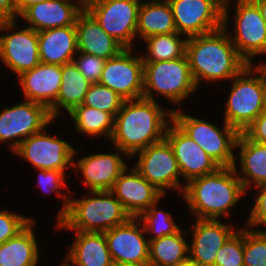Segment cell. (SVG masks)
<instances>
[{
  "label": "cell",
  "instance_id": "cell-1",
  "mask_svg": "<svg viewBox=\"0 0 266 266\" xmlns=\"http://www.w3.org/2000/svg\"><path fill=\"white\" fill-rule=\"evenodd\" d=\"M172 117L173 110L163 109L157 101L143 97L126 100L115 116L111 143L131 159L136 152L165 138Z\"/></svg>",
  "mask_w": 266,
  "mask_h": 266
},
{
  "label": "cell",
  "instance_id": "cell-2",
  "mask_svg": "<svg viewBox=\"0 0 266 266\" xmlns=\"http://www.w3.org/2000/svg\"><path fill=\"white\" fill-rule=\"evenodd\" d=\"M186 55L191 74L199 88L200 82L231 80L247 63L239 56L227 30H218L189 37Z\"/></svg>",
  "mask_w": 266,
  "mask_h": 266
},
{
  "label": "cell",
  "instance_id": "cell-3",
  "mask_svg": "<svg viewBox=\"0 0 266 266\" xmlns=\"http://www.w3.org/2000/svg\"><path fill=\"white\" fill-rule=\"evenodd\" d=\"M246 193L234 167H220L191 179L181 197L196 218L219 220L222 215L228 217Z\"/></svg>",
  "mask_w": 266,
  "mask_h": 266
},
{
  "label": "cell",
  "instance_id": "cell-4",
  "mask_svg": "<svg viewBox=\"0 0 266 266\" xmlns=\"http://www.w3.org/2000/svg\"><path fill=\"white\" fill-rule=\"evenodd\" d=\"M89 192L88 197H70L67 213L57 222L58 229L104 233L131 218L110 190Z\"/></svg>",
  "mask_w": 266,
  "mask_h": 266
},
{
  "label": "cell",
  "instance_id": "cell-5",
  "mask_svg": "<svg viewBox=\"0 0 266 266\" xmlns=\"http://www.w3.org/2000/svg\"><path fill=\"white\" fill-rule=\"evenodd\" d=\"M230 81L232 86L225 102L223 121L243 133L264 111L263 64H247Z\"/></svg>",
  "mask_w": 266,
  "mask_h": 266
},
{
  "label": "cell",
  "instance_id": "cell-6",
  "mask_svg": "<svg viewBox=\"0 0 266 266\" xmlns=\"http://www.w3.org/2000/svg\"><path fill=\"white\" fill-rule=\"evenodd\" d=\"M144 63L143 98L156 101L153 91L164 96L171 103L181 107L180 102L195 93V84L187 55L184 57L159 62Z\"/></svg>",
  "mask_w": 266,
  "mask_h": 266
},
{
  "label": "cell",
  "instance_id": "cell-7",
  "mask_svg": "<svg viewBox=\"0 0 266 266\" xmlns=\"http://www.w3.org/2000/svg\"><path fill=\"white\" fill-rule=\"evenodd\" d=\"M173 109L172 120L202 148L220 167H233L234 153L239 132L223 122V128L206 120Z\"/></svg>",
  "mask_w": 266,
  "mask_h": 266
},
{
  "label": "cell",
  "instance_id": "cell-8",
  "mask_svg": "<svg viewBox=\"0 0 266 266\" xmlns=\"http://www.w3.org/2000/svg\"><path fill=\"white\" fill-rule=\"evenodd\" d=\"M235 4L237 5L232 16L235 22L232 32L234 34L228 31V22L232 21L229 15V1L223 5V27L227 30L239 56L247 64L252 65V58L266 54V24L258 6L252 0H236Z\"/></svg>",
  "mask_w": 266,
  "mask_h": 266
},
{
  "label": "cell",
  "instance_id": "cell-9",
  "mask_svg": "<svg viewBox=\"0 0 266 266\" xmlns=\"http://www.w3.org/2000/svg\"><path fill=\"white\" fill-rule=\"evenodd\" d=\"M135 155L138 156V160L134 168L150 184L164 195L167 189L177 190L183 194L186 184L180 181L181 173L177 160L166 138L136 152L133 156Z\"/></svg>",
  "mask_w": 266,
  "mask_h": 266
},
{
  "label": "cell",
  "instance_id": "cell-10",
  "mask_svg": "<svg viewBox=\"0 0 266 266\" xmlns=\"http://www.w3.org/2000/svg\"><path fill=\"white\" fill-rule=\"evenodd\" d=\"M142 0H96L85 7L101 28L124 48L137 36L138 9Z\"/></svg>",
  "mask_w": 266,
  "mask_h": 266
},
{
  "label": "cell",
  "instance_id": "cell-11",
  "mask_svg": "<svg viewBox=\"0 0 266 266\" xmlns=\"http://www.w3.org/2000/svg\"><path fill=\"white\" fill-rule=\"evenodd\" d=\"M52 121L44 105L30 100L5 107L0 112V142L5 144L11 140L10 148L14 152L23 140L41 132Z\"/></svg>",
  "mask_w": 266,
  "mask_h": 266
},
{
  "label": "cell",
  "instance_id": "cell-12",
  "mask_svg": "<svg viewBox=\"0 0 266 266\" xmlns=\"http://www.w3.org/2000/svg\"><path fill=\"white\" fill-rule=\"evenodd\" d=\"M46 129L23 140L14 153L33 168L65 172L73 167L77 150L65 140L48 134Z\"/></svg>",
  "mask_w": 266,
  "mask_h": 266
},
{
  "label": "cell",
  "instance_id": "cell-13",
  "mask_svg": "<svg viewBox=\"0 0 266 266\" xmlns=\"http://www.w3.org/2000/svg\"><path fill=\"white\" fill-rule=\"evenodd\" d=\"M177 33L187 38L223 27L221 0H168Z\"/></svg>",
  "mask_w": 266,
  "mask_h": 266
},
{
  "label": "cell",
  "instance_id": "cell-14",
  "mask_svg": "<svg viewBox=\"0 0 266 266\" xmlns=\"http://www.w3.org/2000/svg\"><path fill=\"white\" fill-rule=\"evenodd\" d=\"M15 26L16 20L0 21V32L6 33L0 35V59L6 68L19 76L38 65L40 57L38 32L30 27L12 32Z\"/></svg>",
  "mask_w": 266,
  "mask_h": 266
},
{
  "label": "cell",
  "instance_id": "cell-15",
  "mask_svg": "<svg viewBox=\"0 0 266 266\" xmlns=\"http://www.w3.org/2000/svg\"><path fill=\"white\" fill-rule=\"evenodd\" d=\"M132 52V48H125L106 60L99 81L125 101L142 98L144 92V63L141 55L133 56Z\"/></svg>",
  "mask_w": 266,
  "mask_h": 266
},
{
  "label": "cell",
  "instance_id": "cell-16",
  "mask_svg": "<svg viewBox=\"0 0 266 266\" xmlns=\"http://www.w3.org/2000/svg\"><path fill=\"white\" fill-rule=\"evenodd\" d=\"M140 222V224L138 223ZM141 221L131 217L127 222L104 232L114 264L148 266L149 240Z\"/></svg>",
  "mask_w": 266,
  "mask_h": 266
},
{
  "label": "cell",
  "instance_id": "cell-17",
  "mask_svg": "<svg viewBox=\"0 0 266 266\" xmlns=\"http://www.w3.org/2000/svg\"><path fill=\"white\" fill-rule=\"evenodd\" d=\"M165 138L173 148L181 177L186 184L191 179L214 173L220 168L173 120L167 127Z\"/></svg>",
  "mask_w": 266,
  "mask_h": 266
},
{
  "label": "cell",
  "instance_id": "cell-18",
  "mask_svg": "<svg viewBox=\"0 0 266 266\" xmlns=\"http://www.w3.org/2000/svg\"><path fill=\"white\" fill-rule=\"evenodd\" d=\"M115 150L118 151L94 153L73 161V167L82 173V182L89 188L88 191L111 190L120 174L129 166L123 160V156H129L119 148L115 147Z\"/></svg>",
  "mask_w": 266,
  "mask_h": 266
},
{
  "label": "cell",
  "instance_id": "cell-19",
  "mask_svg": "<svg viewBox=\"0 0 266 266\" xmlns=\"http://www.w3.org/2000/svg\"><path fill=\"white\" fill-rule=\"evenodd\" d=\"M127 167L110 190L131 217H138L165 196L133 167Z\"/></svg>",
  "mask_w": 266,
  "mask_h": 266
},
{
  "label": "cell",
  "instance_id": "cell-20",
  "mask_svg": "<svg viewBox=\"0 0 266 266\" xmlns=\"http://www.w3.org/2000/svg\"><path fill=\"white\" fill-rule=\"evenodd\" d=\"M192 242L189 256L199 266H214L216 254L222 245L237 231L234 224H224L214 219L196 218L192 225Z\"/></svg>",
  "mask_w": 266,
  "mask_h": 266
},
{
  "label": "cell",
  "instance_id": "cell-21",
  "mask_svg": "<svg viewBox=\"0 0 266 266\" xmlns=\"http://www.w3.org/2000/svg\"><path fill=\"white\" fill-rule=\"evenodd\" d=\"M17 78L26 100L42 104L49 109L55 103L60 90L61 65L40 62Z\"/></svg>",
  "mask_w": 266,
  "mask_h": 266
},
{
  "label": "cell",
  "instance_id": "cell-22",
  "mask_svg": "<svg viewBox=\"0 0 266 266\" xmlns=\"http://www.w3.org/2000/svg\"><path fill=\"white\" fill-rule=\"evenodd\" d=\"M84 8L75 0H46L28 7L20 16L37 32L75 25Z\"/></svg>",
  "mask_w": 266,
  "mask_h": 266
},
{
  "label": "cell",
  "instance_id": "cell-23",
  "mask_svg": "<svg viewBox=\"0 0 266 266\" xmlns=\"http://www.w3.org/2000/svg\"><path fill=\"white\" fill-rule=\"evenodd\" d=\"M78 52L108 60L125 49L105 32L95 18L84 8L75 21Z\"/></svg>",
  "mask_w": 266,
  "mask_h": 266
},
{
  "label": "cell",
  "instance_id": "cell-24",
  "mask_svg": "<svg viewBox=\"0 0 266 266\" xmlns=\"http://www.w3.org/2000/svg\"><path fill=\"white\" fill-rule=\"evenodd\" d=\"M38 49L41 63L64 65L73 62L78 52L75 25L38 32Z\"/></svg>",
  "mask_w": 266,
  "mask_h": 266
},
{
  "label": "cell",
  "instance_id": "cell-25",
  "mask_svg": "<svg viewBox=\"0 0 266 266\" xmlns=\"http://www.w3.org/2000/svg\"><path fill=\"white\" fill-rule=\"evenodd\" d=\"M76 238L68 249L67 266H113L104 233L74 231ZM73 264V265H72Z\"/></svg>",
  "mask_w": 266,
  "mask_h": 266
},
{
  "label": "cell",
  "instance_id": "cell-26",
  "mask_svg": "<svg viewBox=\"0 0 266 266\" xmlns=\"http://www.w3.org/2000/svg\"><path fill=\"white\" fill-rule=\"evenodd\" d=\"M235 149L239 150L240 172L235 162L233 167L242 185L247 190L252 185L257 186L266 182V144L248 139L243 133H239ZM241 173V174H240ZM243 174V175H242ZM251 186V187H250Z\"/></svg>",
  "mask_w": 266,
  "mask_h": 266
},
{
  "label": "cell",
  "instance_id": "cell-27",
  "mask_svg": "<svg viewBox=\"0 0 266 266\" xmlns=\"http://www.w3.org/2000/svg\"><path fill=\"white\" fill-rule=\"evenodd\" d=\"M61 85L55 103L48 109L54 120L61 110L70 113L75 107L83 104L91 82L79 71L74 62L61 65Z\"/></svg>",
  "mask_w": 266,
  "mask_h": 266
},
{
  "label": "cell",
  "instance_id": "cell-28",
  "mask_svg": "<svg viewBox=\"0 0 266 266\" xmlns=\"http://www.w3.org/2000/svg\"><path fill=\"white\" fill-rule=\"evenodd\" d=\"M177 32L168 0H146L140 3L137 18V37L146 39L154 35Z\"/></svg>",
  "mask_w": 266,
  "mask_h": 266
},
{
  "label": "cell",
  "instance_id": "cell-29",
  "mask_svg": "<svg viewBox=\"0 0 266 266\" xmlns=\"http://www.w3.org/2000/svg\"><path fill=\"white\" fill-rule=\"evenodd\" d=\"M32 220L15 237L0 244V266H37L39 262L38 241Z\"/></svg>",
  "mask_w": 266,
  "mask_h": 266
},
{
  "label": "cell",
  "instance_id": "cell-30",
  "mask_svg": "<svg viewBox=\"0 0 266 266\" xmlns=\"http://www.w3.org/2000/svg\"><path fill=\"white\" fill-rule=\"evenodd\" d=\"M186 231L149 241L148 266H174L189 256V242L183 236Z\"/></svg>",
  "mask_w": 266,
  "mask_h": 266
},
{
  "label": "cell",
  "instance_id": "cell-31",
  "mask_svg": "<svg viewBox=\"0 0 266 266\" xmlns=\"http://www.w3.org/2000/svg\"><path fill=\"white\" fill-rule=\"evenodd\" d=\"M68 115L74 121V129L78 133L80 132L93 138L106 136L110 140L115 122V117L111 113L81 104L75 107Z\"/></svg>",
  "mask_w": 266,
  "mask_h": 266
},
{
  "label": "cell",
  "instance_id": "cell-32",
  "mask_svg": "<svg viewBox=\"0 0 266 266\" xmlns=\"http://www.w3.org/2000/svg\"><path fill=\"white\" fill-rule=\"evenodd\" d=\"M177 32L154 35L143 39L146 43V54L141 55L143 62L169 61L186 55L187 39Z\"/></svg>",
  "mask_w": 266,
  "mask_h": 266
},
{
  "label": "cell",
  "instance_id": "cell-33",
  "mask_svg": "<svg viewBox=\"0 0 266 266\" xmlns=\"http://www.w3.org/2000/svg\"><path fill=\"white\" fill-rule=\"evenodd\" d=\"M158 203L159 201L152 204L137 217L143 223L145 233H152L147 237L149 241L173 235L181 229L169 212L157 209Z\"/></svg>",
  "mask_w": 266,
  "mask_h": 266
},
{
  "label": "cell",
  "instance_id": "cell-34",
  "mask_svg": "<svg viewBox=\"0 0 266 266\" xmlns=\"http://www.w3.org/2000/svg\"><path fill=\"white\" fill-rule=\"evenodd\" d=\"M124 101L117 92L97 82L91 83L83 105L111 113L115 117Z\"/></svg>",
  "mask_w": 266,
  "mask_h": 266
},
{
  "label": "cell",
  "instance_id": "cell-35",
  "mask_svg": "<svg viewBox=\"0 0 266 266\" xmlns=\"http://www.w3.org/2000/svg\"><path fill=\"white\" fill-rule=\"evenodd\" d=\"M244 266H266V231L243 227Z\"/></svg>",
  "mask_w": 266,
  "mask_h": 266
},
{
  "label": "cell",
  "instance_id": "cell-36",
  "mask_svg": "<svg viewBox=\"0 0 266 266\" xmlns=\"http://www.w3.org/2000/svg\"><path fill=\"white\" fill-rule=\"evenodd\" d=\"M39 171L37 184L38 187L44 192V194L55 193L60 198H63V205L61 210L57 214V221H59L68 210L69 197L67 192L62 193L60 189H65L66 180H65V172L59 170H45V169H35ZM60 191V192H59ZM67 195V196H66ZM63 196V197H62Z\"/></svg>",
  "mask_w": 266,
  "mask_h": 266
},
{
  "label": "cell",
  "instance_id": "cell-37",
  "mask_svg": "<svg viewBox=\"0 0 266 266\" xmlns=\"http://www.w3.org/2000/svg\"><path fill=\"white\" fill-rule=\"evenodd\" d=\"M243 258V228H240L219 249L214 266H244Z\"/></svg>",
  "mask_w": 266,
  "mask_h": 266
},
{
  "label": "cell",
  "instance_id": "cell-38",
  "mask_svg": "<svg viewBox=\"0 0 266 266\" xmlns=\"http://www.w3.org/2000/svg\"><path fill=\"white\" fill-rule=\"evenodd\" d=\"M33 218L0 209V244L15 237Z\"/></svg>",
  "mask_w": 266,
  "mask_h": 266
},
{
  "label": "cell",
  "instance_id": "cell-39",
  "mask_svg": "<svg viewBox=\"0 0 266 266\" xmlns=\"http://www.w3.org/2000/svg\"><path fill=\"white\" fill-rule=\"evenodd\" d=\"M78 55V57L73 58V62L79 71L89 82H99L106 60L104 58L97 57L95 55H89L83 52H78Z\"/></svg>",
  "mask_w": 266,
  "mask_h": 266
},
{
  "label": "cell",
  "instance_id": "cell-40",
  "mask_svg": "<svg viewBox=\"0 0 266 266\" xmlns=\"http://www.w3.org/2000/svg\"><path fill=\"white\" fill-rule=\"evenodd\" d=\"M256 187L258 193L254 196L255 203L246 219V226L253 229L258 225L266 226V182Z\"/></svg>",
  "mask_w": 266,
  "mask_h": 266
},
{
  "label": "cell",
  "instance_id": "cell-41",
  "mask_svg": "<svg viewBox=\"0 0 266 266\" xmlns=\"http://www.w3.org/2000/svg\"><path fill=\"white\" fill-rule=\"evenodd\" d=\"M250 140L266 144V112L263 111L243 132Z\"/></svg>",
  "mask_w": 266,
  "mask_h": 266
},
{
  "label": "cell",
  "instance_id": "cell-42",
  "mask_svg": "<svg viewBox=\"0 0 266 266\" xmlns=\"http://www.w3.org/2000/svg\"><path fill=\"white\" fill-rule=\"evenodd\" d=\"M20 17L15 7V0H0V21L17 20Z\"/></svg>",
  "mask_w": 266,
  "mask_h": 266
},
{
  "label": "cell",
  "instance_id": "cell-43",
  "mask_svg": "<svg viewBox=\"0 0 266 266\" xmlns=\"http://www.w3.org/2000/svg\"><path fill=\"white\" fill-rule=\"evenodd\" d=\"M46 0H15V7L19 16L31 5L44 2Z\"/></svg>",
  "mask_w": 266,
  "mask_h": 266
},
{
  "label": "cell",
  "instance_id": "cell-44",
  "mask_svg": "<svg viewBox=\"0 0 266 266\" xmlns=\"http://www.w3.org/2000/svg\"><path fill=\"white\" fill-rule=\"evenodd\" d=\"M259 8L261 16L266 24V0H252Z\"/></svg>",
  "mask_w": 266,
  "mask_h": 266
},
{
  "label": "cell",
  "instance_id": "cell-45",
  "mask_svg": "<svg viewBox=\"0 0 266 266\" xmlns=\"http://www.w3.org/2000/svg\"><path fill=\"white\" fill-rule=\"evenodd\" d=\"M174 266H199L190 256L181 260Z\"/></svg>",
  "mask_w": 266,
  "mask_h": 266
},
{
  "label": "cell",
  "instance_id": "cell-46",
  "mask_svg": "<svg viewBox=\"0 0 266 266\" xmlns=\"http://www.w3.org/2000/svg\"><path fill=\"white\" fill-rule=\"evenodd\" d=\"M263 107L266 112V67L263 65Z\"/></svg>",
  "mask_w": 266,
  "mask_h": 266
},
{
  "label": "cell",
  "instance_id": "cell-47",
  "mask_svg": "<svg viewBox=\"0 0 266 266\" xmlns=\"http://www.w3.org/2000/svg\"><path fill=\"white\" fill-rule=\"evenodd\" d=\"M83 8L96 0H76Z\"/></svg>",
  "mask_w": 266,
  "mask_h": 266
},
{
  "label": "cell",
  "instance_id": "cell-48",
  "mask_svg": "<svg viewBox=\"0 0 266 266\" xmlns=\"http://www.w3.org/2000/svg\"><path fill=\"white\" fill-rule=\"evenodd\" d=\"M113 266H135V265H120V264H114Z\"/></svg>",
  "mask_w": 266,
  "mask_h": 266
},
{
  "label": "cell",
  "instance_id": "cell-49",
  "mask_svg": "<svg viewBox=\"0 0 266 266\" xmlns=\"http://www.w3.org/2000/svg\"><path fill=\"white\" fill-rule=\"evenodd\" d=\"M259 64H263L266 67V63L264 61L260 62Z\"/></svg>",
  "mask_w": 266,
  "mask_h": 266
},
{
  "label": "cell",
  "instance_id": "cell-50",
  "mask_svg": "<svg viewBox=\"0 0 266 266\" xmlns=\"http://www.w3.org/2000/svg\"><path fill=\"white\" fill-rule=\"evenodd\" d=\"M223 3H226V2H228L229 0H221Z\"/></svg>",
  "mask_w": 266,
  "mask_h": 266
}]
</instances>
